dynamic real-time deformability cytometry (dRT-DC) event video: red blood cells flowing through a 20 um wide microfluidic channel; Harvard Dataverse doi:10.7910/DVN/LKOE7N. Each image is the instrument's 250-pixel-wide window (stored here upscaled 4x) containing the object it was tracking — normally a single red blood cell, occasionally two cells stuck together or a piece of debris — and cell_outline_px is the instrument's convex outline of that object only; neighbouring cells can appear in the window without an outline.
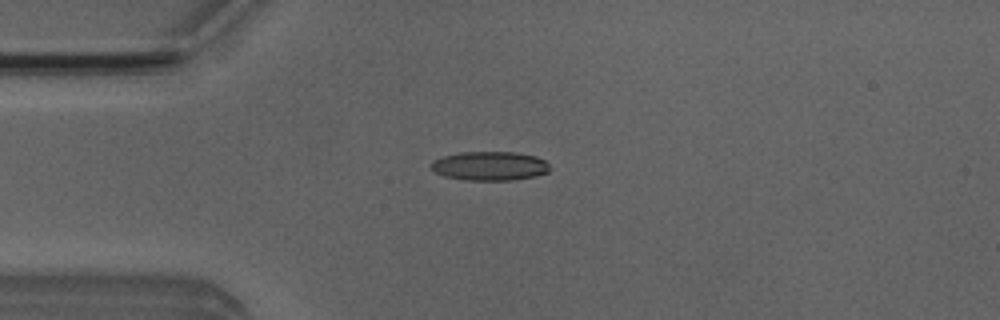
{"species": "Egyptian fruit bat (a non-hibernating species)", "species_latin": "Rousettus aegyptiacus", "temperature_condition": "room temperature", "stored_images_in_passage": 5, "camera_frame_rate_fps": 3000, "um_per_image_px": 0.085, "animal": {"sex": "male"}, "frame": {"image": 1, "passage_image": 2, "time_ms": 1.0, "image_size_px": [1000, 320], "cell_outline_px": [[548, 172], [536, 176], [512, 180], [464, 180], [444, 176], [436, 172], [428, 164], [432, 160], [444, 156], [460, 152], [516, 152], [536, 156], [544, 160], [548, 164]], "centroid_in_image_um": [41.61, 14.1], "position_along_channel_um": 43.4, "area_um2": 20.11}}